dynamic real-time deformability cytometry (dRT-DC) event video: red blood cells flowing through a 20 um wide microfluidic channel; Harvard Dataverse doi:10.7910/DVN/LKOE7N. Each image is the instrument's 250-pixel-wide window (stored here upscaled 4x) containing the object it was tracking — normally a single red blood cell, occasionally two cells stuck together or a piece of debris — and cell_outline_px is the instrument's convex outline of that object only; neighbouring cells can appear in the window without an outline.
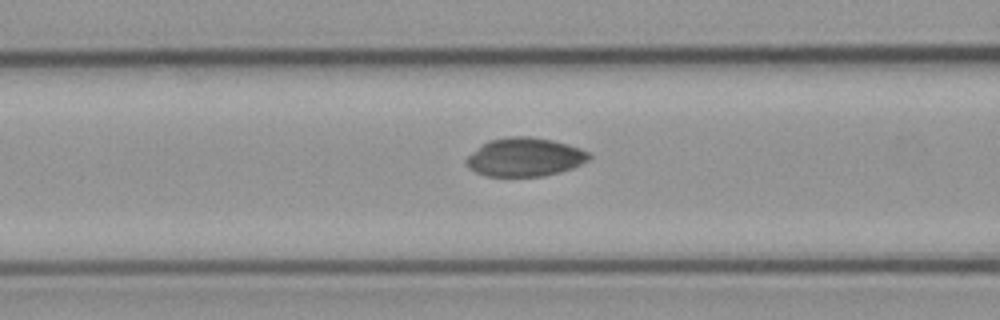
{"species": "common noctule bat (a hibernating species)", "species_latin": "Nyctalus noctula", "temperature_condition": "cold", "stored_images_in_passage": 5, "camera_frame_rate_fps": 3000, "um_per_image_px": 0.085, "animal": {"sex": "male", "body_mass_g": 23.1, "forearm_length_mm": 52.7}, "frame": {"image": 1, "passage_image": 5, "time_ms": 5.667, "image_size_px": [1000, 320], "cell_outline_px": [[592, 156], [588, 160], [572, 168], [560, 172], [544, 176], [488, 176], [476, 172], [468, 168], [464, 160], [472, 152], [488, 140], [508, 136], [528, 136], [552, 140], [568, 144], [580, 148], [588, 152]], "centroid_in_image_um": [44.6, 13.35], "position_along_channel_um": 122.0, "area_um2": 27.63}}